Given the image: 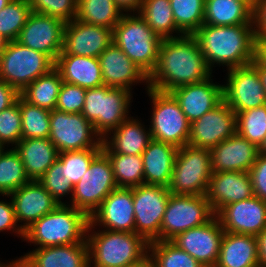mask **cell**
Returning <instances> with one entry per match:
<instances>
[{"label": "cell", "instance_id": "1", "mask_svg": "<svg viewBox=\"0 0 266 267\" xmlns=\"http://www.w3.org/2000/svg\"><path fill=\"white\" fill-rule=\"evenodd\" d=\"M194 35L163 39L155 69L148 76V87L170 92L177 87L199 83L212 76Z\"/></svg>", "mask_w": 266, "mask_h": 267}, {"label": "cell", "instance_id": "2", "mask_svg": "<svg viewBox=\"0 0 266 267\" xmlns=\"http://www.w3.org/2000/svg\"><path fill=\"white\" fill-rule=\"evenodd\" d=\"M208 67L232 69L254 60L256 32L254 24L215 26L203 24L194 34ZM214 67V68H213Z\"/></svg>", "mask_w": 266, "mask_h": 267}, {"label": "cell", "instance_id": "3", "mask_svg": "<svg viewBox=\"0 0 266 267\" xmlns=\"http://www.w3.org/2000/svg\"><path fill=\"white\" fill-rule=\"evenodd\" d=\"M89 222L83 211L59 204L24 230L23 241L34 248L84 243Z\"/></svg>", "mask_w": 266, "mask_h": 267}, {"label": "cell", "instance_id": "4", "mask_svg": "<svg viewBox=\"0 0 266 267\" xmlns=\"http://www.w3.org/2000/svg\"><path fill=\"white\" fill-rule=\"evenodd\" d=\"M89 267H125L148 254L149 243L135 232L110 231L88 224Z\"/></svg>", "mask_w": 266, "mask_h": 267}, {"label": "cell", "instance_id": "5", "mask_svg": "<svg viewBox=\"0 0 266 267\" xmlns=\"http://www.w3.org/2000/svg\"><path fill=\"white\" fill-rule=\"evenodd\" d=\"M113 43L147 76L155 69L162 38L146 23L139 13H127L112 30Z\"/></svg>", "mask_w": 266, "mask_h": 267}, {"label": "cell", "instance_id": "6", "mask_svg": "<svg viewBox=\"0 0 266 267\" xmlns=\"http://www.w3.org/2000/svg\"><path fill=\"white\" fill-rule=\"evenodd\" d=\"M133 98V93L123 88L103 85L87 89L81 113L104 138L131 116Z\"/></svg>", "mask_w": 266, "mask_h": 267}, {"label": "cell", "instance_id": "7", "mask_svg": "<svg viewBox=\"0 0 266 267\" xmlns=\"http://www.w3.org/2000/svg\"><path fill=\"white\" fill-rule=\"evenodd\" d=\"M151 103L148 123L152 139L181 148L188 145L191 123L170 92L146 89Z\"/></svg>", "mask_w": 266, "mask_h": 267}, {"label": "cell", "instance_id": "8", "mask_svg": "<svg viewBox=\"0 0 266 267\" xmlns=\"http://www.w3.org/2000/svg\"><path fill=\"white\" fill-rule=\"evenodd\" d=\"M55 68L46 54L30 49L19 42H7L0 52V79L21 93L38 77Z\"/></svg>", "mask_w": 266, "mask_h": 267}, {"label": "cell", "instance_id": "9", "mask_svg": "<svg viewBox=\"0 0 266 267\" xmlns=\"http://www.w3.org/2000/svg\"><path fill=\"white\" fill-rule=\"evenodd\" d=\"M211 175L210 149L184 145L176 155L169 192L174 195H206Z\"/></svg>", "mask_w": 266, "mask_h": 267}, {"label": "cell", "instance_id": "10", "mask_svg": "<svg viewBox=\"0 0 266 267\" xmlns=\"http://www.w3.org/2000/svg\"><path fill=\"white\" fill-rule=\"evenodd\" d=\"M117 188L108 156L101 151L90 163L85 174L74 185L71 201L65 204L83 211L89 218L102 201Z\"/></svg>", "mask_w": 266, "mask_h": 267}, {"label": "cell", "instance_id": "11", "mask_svg": "<svg viewBox=\"0 0 266 267\" xmlns=\"http://www.w3.org/2000/svg\"><path fill=\"white\" fill-rule=\"evenodd\" d=\"M214 216L206 195L170 194L160 226V240L171 241L184 231L206 224Z\"/></svg>", "mask_w": 266, "mask_h": 267}, {"label": "cell", "instance_id": "12", "mask_svg": "<svg viewBox=\"0 0 266 267\" xmlns=\"http://www.w3.org/2000/svg\"><path fill=\"white\" fill-rule=\"evenodd\" d=\"M49 139L59 153L73 150L102 149V138L82 113L50 111Z\"/></svg>", "mask_w": 266, "mask_h": 267}, {"label": "cell", "instance_id": "13", "mask_svg": "<svg viewBox=\"0 0 266 267\" xmlns=\"http://www.w3.org/2000/svg\"><path fill=\"white\" fill-rule=\"evenodd\" d=\"M170 194L168 187L160 185L133 187L135 233L148 243L160 241V226Z\"/></svg>", "mask_w": 266, "mask_h": 267}, {"label": "cell", "instance_id": "14", "mask_svg": "<svg viewBox=\"0 0 266 267\" xmlns=\"http://www.w3.org/2000/svg\"><path fill=\"white\" fill-rule=\"evenodd\" d=\"M223 83V100L237 114L266 104L257 62L228 69Z\"/></svg>", "mask_w": 266, "mask_h": 267}, {"label": "cell", "instance_id": "15", "mask_svg": "<svg viewBox=\"0 0 266 267\" xmlns=\"http://www.w3.org/2000/svg\"><path fill=\"white\" fill-rule=\"evenodd\" d=\"M65 24L56 17L32 12L16 41L48 55L56 62L63 50Z\"/></svg>", "mask_w": 266, "mask_h": 267}, {"label": "cell", "instance_id": "16", "mask_svg": "<svg viewBox=\"0 0 266 267\" xmlns=\"http://www.w3.org/2000/svg\"><path fill=\"white\" fill-rule=\"evenodd\" d=\"M237 133V115L223 100L191 123L188 145L211 149Z\"/></svg>", "mask_w": 266, "mask_h": 267}, {"label": "cell", "instance_id": "17", "mask_svg": "<svg viewBox=\"0 0 266 267\" xmlns=\"http://www.w3.org/2000/svg\"><path fill=\"white\" fill-rule=\"evenodd\" d=\"M4 261V267H89V248L87 241L33 248L19 258Z\"/></svg>", "mask_w": 266, "mask_h": 267}, {"label": "cell", "instance_id": "18", "mask_svg": "<svg viewBox=\"0 0 266 267\" xmlns=\"http://www.w3.org/2000/svg\"><path fill=\"white\" fill-rule=\"evenodd\" d=\"M224 232L219 219L215 215L206 224L184 231L171 241L196 259L202 266L214 267L219 257Z\"/></svg>", "mask_w": 266, "mask_h": 267}, {"label": "cell", "instance_id": "19", "mask_svg": "<svg viewBox=\"0 0 266 267\" xmlns=\"http://www.w3.org/2000/svg\"><path fill=\"white\" fill-rule=\"evenodd\" d=\"M112 29L83 23L74 18L65 24L63 50L59 55L98 58L113 42Z\"/></svg>", "mask_w": 266, "mask_h": 267}, {"label": "cell", "instance_id": "20", "mask_svg": "<svg viewBox=\"0 0 266 267\" xmlns=\"http://www.w3.org/2000/svg\"><path fill=\"white\" fill-rule=\"evenodd\" d=\"M95 228L135 232L133 188L117 187L89 218Z\"/></svg>", "mask_w": 266, "mask_h": 267}, {"label": "cell", "instance_id": "21", "mask_svg": "<svg viewBox=\"0 0 266 267\" xmlns=\"http://www.w3.org/2000/svg\"><path fill=\"white\" fill-rule=\"evenodd\" d=\"M103 85L111 88H123L134 93L133 86L146 85L148 76L121 50L115 43H111L98 57Z\"/></svg>", "mask_w": 266, "mask_h": 267}, {"label": "cell", "instance_id": "22", "mask_svg": "<svg viewBox=\"0 0 266 267\" xmlns=\"http://www.w3.org/2000/svg\"><path fill=\"white\" fill-rule=\"evenodd\" d=\"M216 216L225 232L256 236L266 228V202L253 196L224 206Z\"/></svg>", "mask_w": 266, "mask_h": 267}, {"label": "cell", "instance_id": "23", "mask_svg": "<svg viewBox=\"0 0 266 267\" xmlns=\"http://www.w3.org/2000/svg\"><path fill=\"white\" fill-rule=\"evenodd\" d=\"M212 77L214 76L170 91L190 123L213 110L223 101V84L215 82Z\"/></svg>", "mask_w": 266, "mask_h": 267}, {"label": "cell", "instance_id": "24", "mask_svg": "<svg viewBox=\"0 0 266 267\" xmlns=\"http://www.w3.org/2000/svg\"><path fill=\"white\" fill-rule=\"evenodd\" d=\"M10 197L16 220L23 230L59 205L38 180H30Z\"/></svg>", "mask_w": 266, "mask_h": 267}, {"label": "cell", "instance_id": "25", "mask_svg": "<svg viewBox=\"0 0 266 267\" xmlns=\"http://www.w3.org/2000/svg\"><path fill=\"white\" fill-rule=\"evenodd\" d=\"M253 196V186L248 172H212L206 197L215 215L224 206Z\"/></svg>", "mask_w": 266, "mask_h": 267}, {"label": "cell", "instance_id": "26", "mask_svg": "<svg viewBox=\"0 0 266 267\" xmlns=\"http://www.w3.org/2000/svg\"><path fill=\"white\" fill-rule=\"evenodd\" d=\"M212 172H248L258 156V147L240 136H230L210 149Z\"/></svg>", "mask_w": 266, "mask_h": 267}, {"label": "cell", "instance_id": "27", "mask_svg": "<svg viewBox=\"0 0 266 267\" xmlns=\"http://www.w3.org/2000/svg\"><path fill=\"white\" fill-rule=\"evenodd\" d=\"M151 140L149 127L144 125L138 116L131 115L102 138V151L123 155H141Z\"/></svg>", "mask_w": 266, "mask_h": 267}, {"label": "cell", "instance_id": "28", "mask_svg": "<svg viewBox=\"0 0 266 267\" xmlns=\"http://www.w3.org/2000/svg\"><path fill=\"white\" fill-rule=\"evenodd\" d=\"M178 148L152 139L141 154L144 184L169 187Z\"/></svg>", "mask_w": 266, "mask_h": 267}, {"label": "cell", "instance_id": "29", "mask_svg": "<svg viewBox=\"0 0 266 267\" xmlns=\"http://www.w3.org/2000/svg\"><path fill=\"white\" fill-rule=\"evenodd\" d=\"M55 68L63 82L75 84L84 89L103 86V78L98 58L78 55H58Z\"/></svg>", "mask_w": 266, "mask_h": 267}, {"label": "cell", "instance_id": "30", "mask_svg": "<svg viewBox=\"0 0 266 267\" xmlns=\"http://www.w3.org/2000/svg\"><path fill=\"white\" fill-rule=\"evenodd\" d=\"M14 148L30 180H38L59 156V151L49 138L21 139Z\"/></svg>", "mask_w": 266, "mask_h": 267}, {"label": "cell", "instance_id": "31", "mask_svg": "<svg viewBox=\"0 0 266 267\" xmlns=\"http://www.w3.org/2000/svg\"><path fill=\"white\" fill-rule=\"evenodd\" d=\"M214 267H258L255 236L224 232Z\"/></svg>", "mask_w": 266, "mask_h": 267}, {"label": "cell", "instance_id": "32", "mask_svg": "<svg viewBox=\"0 0 266 267\" xmlns=\"http://www.w3.org/2000/svg\"><path fill=\"white\" fill-rule=\"evenodd\" d=\"M204 24L215 26L254 24V11L239 0H205Z\"/></svg>", "mask_w": 266, "mask_h": 267}, {"label": "cell", "instance_id": "33", "mask_svg": "<svg viewBox=\"0 0 266 267\" xmlns=\"http://www.w3.org/2000/svg\"><path fill=\"white\" fill-rule=\"evenodd\" d=\"M63 80L60 72L53 68L45 75L30 83L20 96L32 105L48 110H54Z\"/></svg>", "mask_w": 266, "mask_h": 267}, {"label": "cell", "instance_id": "34", "mask_svg": "<svg viewBox=\"0 0 266 267\" xmlns=\"http://www.w3.org/2000/svg\"><path fill=\"white\" fill-rule=\"evenodd\" d=\"M138 13L162 39L184 35L176 27L169 0H143Z\"/></svg>", "mask_w": 266, "mask_h": 267}, {"label": "cell", "instance_id": "35", "mask_svg": "<svg viewBox=\"0 0 266 267\" xmlns=\"http://www.w3.org/2000/svg\"><path fill=\"white\" fill-rule=\"evenodd\" d=\"M123 14L114 0H78L75 18L83 23L113 30Z\"/></svg>", "mask_w": 266, "mask_h": 267}, {"label": "cell", "instance_id": "36", "mask_svg": "<svg viewBox=\"0 0 266 267\" xmlns=\"http://www.w3.org/2000/svg\"><path fill=\"white\" fill-rule=\"evenodd\" d=\"M105 154L111 162L117 187L133 188L144 184V167L141 155Z\"/></svg>", "mask_w": 266, "mask_h": 267}, {"label": "cell", "instance_id": "37", "mask_svg": "<svg viewBox=\"0 0 266 267\" xmlns=\"http://www.w3.org/2000/svg\"><path fill=\"white\" fill-rule=\"evenodd\" d=\"M29 181L15 148H4L0 152V195H10Z\"/></svg>", "mask_w": 266, "mask_h": 267}, {"label": "cell", "instance_id": "38", "mask_svg": "<svg viewBox=\"0 0 266 267\" xmlns=\"http://www.w3.org/2000/svg\"><path fill=\"white\" fill-rule=\"evenodd\" d=\"M148 254L155 267H204L172 241L150 242Z\"/></svg>", "mask_w": 266, "mask_h": 267}, {"label": "cell", "instance_id": "39", "mask_svg": "<svg viewBox=\"0 0 266 267\" xmlns=\"http://www.w3.org/2000/svg\"><path fill=\"white\" fill-rule=\"evenodd\" d=\"M176 27L193 35L204 24L205 0H169Z\"/></svg>", "mask_w": 266, "mask_h": 267}, {"label": "cell", "instance_id": "40", "mask_svg": "<svg viewBox=\"0 0 266 267\" xmlns=\"http://www.w3.org/2000/svg\"><path fill=\"white\" fill-rule=\"evenodd\" d=\"M22 139L49 138L50 110L32 105L19 96Z\"/></svg>", "mask_w": 266, "mask_h": 267}, {"label": "cell", "instance_id": "41", "mask_svg": "<svg viewBox=\"0 0 266 267\" xmlns=\"http://www.w3.org/2000/svg\"><path fill=\"white\" fill-rule=\"evenodd\" d=\"M31 13L28 0H11L0 11V34L6 42L17 40Z\"/></svg>", "mask_w": 266, "mask_h": 267}, {"label": "cell", "instance_id": "42", "mask_svg": "<svg viewBox=\"0 0 266 267\" xmlns=\"http://www.w3.org/2000/svg\"><path fill=\"white\" fill-rule=\"evenodd\" d=\"M237 115V133L257 147L266 136V104Z\"/></svg>", "mask_w": 266, "mask_h": 267}, {"label": "cell", "instance_id": "43", "mask_svg": "<svg viewBox=\"0 0 266 267\" xmlns=\"http://www.w3.org/2000/svg\"><path fill=\"white\" fill-rule=\"evenodd\" d=\"M43 187L53 196L58 204H65L63 197L72 199L74 185L67 179L65 164L58 158L52 166L38 179Z\"/></svg>", "mask_w": 266, "mask_h": 267}, {"label": "cell", "instance_id": "44", "mask_svg": "<svg viewBox=\"0 0 266 267\" xmlns=\"http://www.w3.org/2000/svg\"><path fill=\"white\" fill-rule=\"evenodd\" d=\"M22 118L19 97L10 107L0 112V146L14 148L22 139Z\"/></svg>", "mask_w": 266, "mask_h": 267}, {"label": "cell", "instance_id": "45", "mask_svg": "<svg viewBox=\"0 0 266 267\" xmlns=\"http://www.w3.org/2000/svg\"><path fill=\"white\" fill-rule=\"evenodd\" d=\"M101 151L102 149H84L59 153L58 158L65 164V174L72 185L79 182L92 160Z\"/></svg>", "mask_w": 266, "mask_h": 267}, {"label": "cell", "instance_id": "46", "mask_svg": "<svg viewBox=\"0 0 266 267\" xmlns=\"http://www.w3.org/2000/svg\"><path fill=\"white\" fill-rule=\"evenodd\" d=\"M32 12L70 22L76 17L78 0H28Z\"/></svg>", "mask_w": 266, "mask_h": 267}, {"label": "cell", "instance_id": "47", "mask_svg": "<svg viewBox=\"0 0 266 267\" xmlns=\"http://www.w3.org/2000/svg\"><path fill=\"white\" fill-rule=\"evenodd\" d=\"M87 89L63 82L59 91L55 109L66 113H81L84 107Z\"/></svg>", "mask_w": 266, "mask_h": 267}, {"label": "cell", "instance_id": "48", "mask_svg": "<svg viewBox=\"0 0 266 267\" xmlns=\"http://www.w3.org/2000/svg\"><path fill=\"white\" fill-rule=\"evenodd\" d=\"M0 196L3 197V199L0 198V232H10L12 235L23 240L24 230L20 227L16 220L14 206L12 204L10 195ZM7 198H9V202L7 201Z\"/></svg>", "mask_w": 266, "mask_h": 267}, {"label": "cell", "instance_id": "49", "mask_svg": "<svg viewBox=\"0 0 266 267\" xmlns=\"http://www.w3.org/2000/svg\"><path fill=\"white\" fill-rule=\"evenodd\" d=\"M248 173L253 186L254 196L266 202V155L258 154Z\"/></svg>", "mask_w": 266, "mask_h": 267}, {"label": "cell", "instance_id": "50", "mask_svg": "<svg viewBox=\"0 0 266 267\" xmlns=\"http://www.w3.org/2000/svg\"><path fill=\"white\" fill-rule=\"evenodd\" d=\"M256 38H266V0H259L254 11Z\"/></svg>", "mask_w": 266, "mask_h": 267}, {"label": "cell", "instance_id": "51", "mask_svg": "<svg viewBox=\"0 0 266 267\" xmlns=\"http://www.w3.org/2000/svg\"><path fill=\"white\" fill-rule=\"evenodd\" d=\"M19 96L14 87L0 79V112L13 105Z\"/></svg>", "mask_w": 266, "mask_h": 267}, {"label": "cell", "instance_id": "52", "mask_svg": "<svg viewBox=\"0 0 266 267\" xmlns=\"http://www.w3.org/2000/svg\"><path fill=\"white\" fill-rule=\"evenodd\" d=\"M258 267H266V228L256 236Z\"/></svg>", "mask_w": 266, "mask_h": 267}, {"label": "cell", "instance_id": "53", "mask_svg": "<svg viewBox=\"0 0 266 267\" xmlns=\"http://www.w3.org/2000/svg\"><path fill=\"white\" fill-rule=\"evenodd\" d=\"M254 60L262 68H266V38H256Z\"/></svg>", "mask_w": 266, "mask_h": 267}, {"label": "cell", "instance_id": "54", "mask_svg": "<svg viewBox=\"0 0 266 267\" xmlns=\"http://www.w3.org/2000/svg\"><path fill=\"white\" fill-rule=\"evenodd\" d=\"M115 5L124 13H138L143 0H114Z\"/></svg>", "mask_w": 266, "mask_h": 267}, {"label": "cell", "instance_id": "55", "mask_svg": "<svg viewBox=\"0 0 266 267\" xmlns=\"http://www.w3.org/2000/svg\"><path fill=\"white\" fill-rule=\"evenodd\" d=\"M125 267H155L149 254L136 263L127 265Z\"/></svg>", "mask_w": 266, "mask_h": 267}, {"label": "cell", "instance_id": "56", "mask_svg": "<svg viewBox=\"0 0 266 267\" xmlns=\"http://www.w3.org/2000/svg\"><path fill=\"white\" fill-rule=\"evenodd\" d=\"M257 72L261 81V84L263 86L265 96H266V68H262L258 63H257Z\"/></svg>", "mask_w": 266, "mask_h": 267}, {"label": "cell", "instance_id": "57", "mask_svg": "<svg viewBox=\"0 0 266 267\" xmlns=\"http://www.w3.org/2000/svg\"><path fill=\"white\" fill-rule=\"evenodd\" d=\"M247 4L253 11L256 10L259 0H239Z\"/></svg>", "mask_w": 266, "mask_h": 267}, {"label": "cell", "instance_id": "58", "mask_svg": "<svg viewBox=\"0 0 266 267\" xmlns=\"http://www.w3.org/2000/svg\"><path fill=\"white\" fill-rule=\"evenodd\" d=\"M258 153L261 155H266V136L264 137L263 142L258 147Z\"/></svg>", "mask_w": 266, "mask_h": 267}, {"label": "cell", "instance_id": "59", "mask_svg": "<svg viewBox=\"0 0 266 267\" xmlns=\"http://www.w3.org/2000/svg\"><path fill=\"white\" fill-rule=\"evenodd\" d=\"M6 43L7 42L4 40V38L0 34V52L4 49Z\"/></svg>", "mask_w": 266, "mask_h": 267}, {"label": "cell", "instance_id": "60", "mask_svg": "<svg viewBox=\"0 0 266 267\" xmlns=\"http://www.w3.org/2000/svg\"><path fill=\"white\" fill-rule=\"evenodd\" d=\"M11 0H0V11L10 2Z\"/></svg>", "mask_w": 266, "mask_h": 267}, {"label": "cell", "instance_id": "61", "mask_svg": "<svg viewBox=\"0 0 266 267\" xmlns=\"http://www.w3.org/2000/svg\"><path fill=\"white\" fill-rule=\"evenodd\" d=\"M4 261L3 260H0V267H4Z\"/></svg>", "mask_w": 266, "mask_h": 267}]
</instances>
